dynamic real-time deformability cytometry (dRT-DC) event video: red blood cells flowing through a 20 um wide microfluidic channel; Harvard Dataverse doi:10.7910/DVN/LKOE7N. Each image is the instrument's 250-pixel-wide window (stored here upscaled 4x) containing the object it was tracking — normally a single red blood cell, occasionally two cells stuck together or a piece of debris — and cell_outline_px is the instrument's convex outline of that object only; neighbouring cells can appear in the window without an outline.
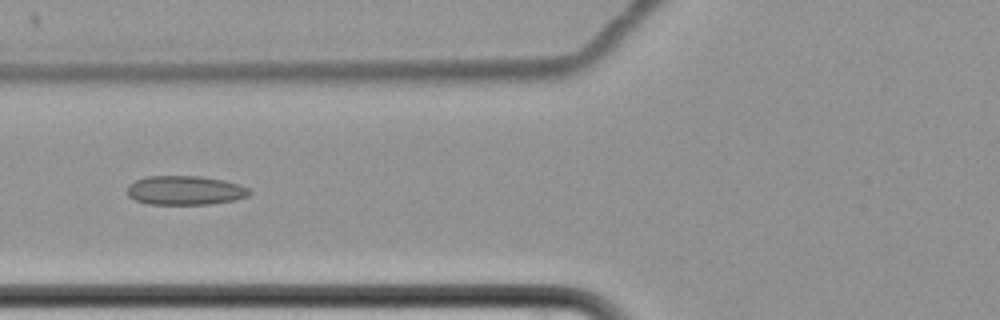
{"species": "common noctule bat (a hibernating species)", "species_latin": "Nyctalus noctula", "temperature_condition": "cold", "stored_images_in_passage": 8, "camera_frame_rate_fps": 3000, "um_per_image_px": 0.085, "animal": {"sex": "female", "body_mass_g": 22.7, "forearm_length_mm": 54.2}, "frame": {"image": 1, "passage_image": 8, "time_ms": 8.333, "image_size_px": [1000, 320], "cell_outline_px": [[252, 192], [248, 196], [236, 200], [208, 204], [148, 204], [136, 200], [128, 196], [128, 184], [136, 180], [148, 176], [200, 176], [224, 180], [240, 184], [248, 188]], "centroid_in_image_um": [15.76, 16.18], "position_along_channel_um": 110.0, "area_um2": 20.81}}